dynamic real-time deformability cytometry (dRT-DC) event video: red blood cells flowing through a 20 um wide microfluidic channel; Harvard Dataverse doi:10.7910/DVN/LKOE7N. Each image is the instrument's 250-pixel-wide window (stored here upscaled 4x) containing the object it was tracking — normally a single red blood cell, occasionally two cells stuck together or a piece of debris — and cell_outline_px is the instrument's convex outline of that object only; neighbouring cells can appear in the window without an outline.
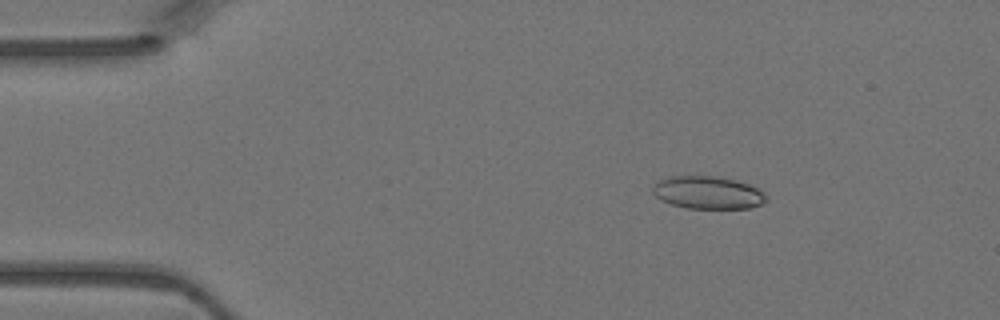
{"species": "Egyptian fruit bat (a non-hibernating species)", "species_latin": "Rousettus aegyptiacus", "temperature_condition": "warm", "stored_images_in_passage": 5, "camera_frame_rate_fps": 3000, "um_per_image_px": 0.085, "animal": {"sex": "female"}, "frame": {"image": 1, "passage_image": 2, "time_ms": 0.333, "image_size_px": [1000, 320], "cell_outline_px": [[768, 200], [760, 204], [748, 208], [688, 208], [672, 204], [656, 196], [652, 192], [652, 184], [660, 180], [672, 176], [720, 176], [736, 180], [748, 184], [756, 188], [768, 196]], "centroid_in_image_um": [60.17, 16.36], "position_along_channel_um": 24.8, "area_um2": 21.5}}
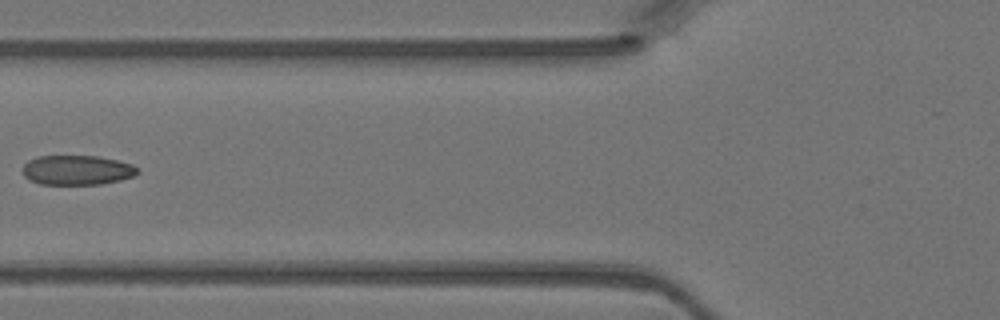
{"frame": {"image": 2, "passage_image": 5, "time_ms": 1.333, "image_size_px": [1000, 320], "cell_outline_px": [[140, 172], [132, 176], [120, 180], [100, 184], [40, 184], [28, 180], [24, 176], [20, 168], [28, 160], [36, 156], [96, 156], [116, 160], [132, 164]], "centroid_in_image_um": [6.48, 14.46], "position_along_channel_um": 119.3, "area_um2": 19.94}}